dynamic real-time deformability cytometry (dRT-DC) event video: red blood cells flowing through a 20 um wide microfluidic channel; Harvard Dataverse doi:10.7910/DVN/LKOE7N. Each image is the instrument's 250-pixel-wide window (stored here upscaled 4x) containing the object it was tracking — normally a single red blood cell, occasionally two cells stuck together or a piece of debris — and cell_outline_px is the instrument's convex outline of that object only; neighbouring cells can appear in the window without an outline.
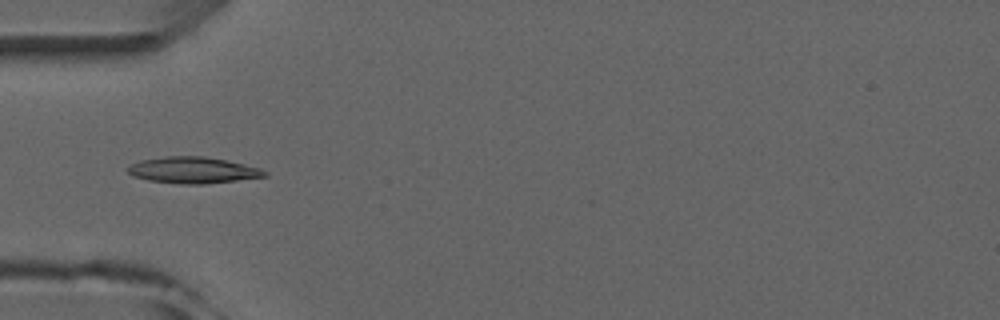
{"species": "common noctule bat (a hibernating species)", "species_latin": "Nyctalus noctula", "temperature_condition": "room temperature", "stored_images_in_passage": 5, "camera_frame_rate_fps": 3000, "um_per_image_px": 0.085, "animal": {"sex": "male", "forearm_length_mm": 52.5}, "frame": {"image": 1, "passage_image": 5, "time_ms": 4.667, "image_size_px": [1000, 320], "cell_outline_px": [[268, 176], [204, 184], [184, 184], [148, 180], [132, 176], [124, 168], [140, 160], [164, 156], [204, 156], [224, 160], [260, 168], [268, 172]], "centroid_in_image_um": [16.36, 14.46], "position_along_channel_um": 68.6, "area_um2": 20.92}}